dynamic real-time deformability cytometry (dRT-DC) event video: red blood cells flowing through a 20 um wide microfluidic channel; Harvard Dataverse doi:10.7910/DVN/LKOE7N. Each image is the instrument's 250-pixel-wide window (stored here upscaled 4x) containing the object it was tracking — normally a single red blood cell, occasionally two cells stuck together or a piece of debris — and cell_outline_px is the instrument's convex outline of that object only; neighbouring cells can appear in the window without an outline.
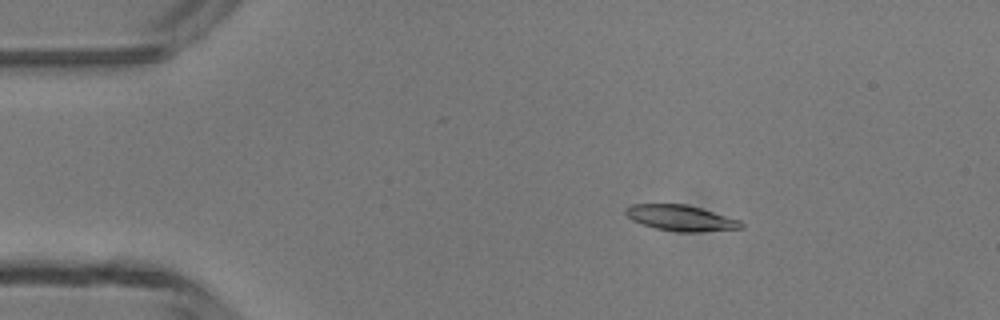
{"species": "common noctule bat (a hibernating species)", "species_latin": "Nyctalus noctula", "temperature_condition": "room temperature", "stored_images_in_passage": 4, "camera_frame_rate_fps": 3000, "um_per_image_px": 0.085, "animal": {"sex": "male", "body_mass_g": 13.3}, "frame": {"image": 1, "passage_image": 3, "time_ms": 2.333, "image_size_px": [1000, 320], "cell_outline_px": [[744, 228], [700, 232], [676, 232], [656, 228], [632, 220], [624, 212], [624, 208], [632, 204], [684, 204], [700, 208], [740, 220], [744, 224]], "centroid_in_image_um": [57.87, 18.53], "position_along_channel_um": 27.1, "area_um2": 17.28}}